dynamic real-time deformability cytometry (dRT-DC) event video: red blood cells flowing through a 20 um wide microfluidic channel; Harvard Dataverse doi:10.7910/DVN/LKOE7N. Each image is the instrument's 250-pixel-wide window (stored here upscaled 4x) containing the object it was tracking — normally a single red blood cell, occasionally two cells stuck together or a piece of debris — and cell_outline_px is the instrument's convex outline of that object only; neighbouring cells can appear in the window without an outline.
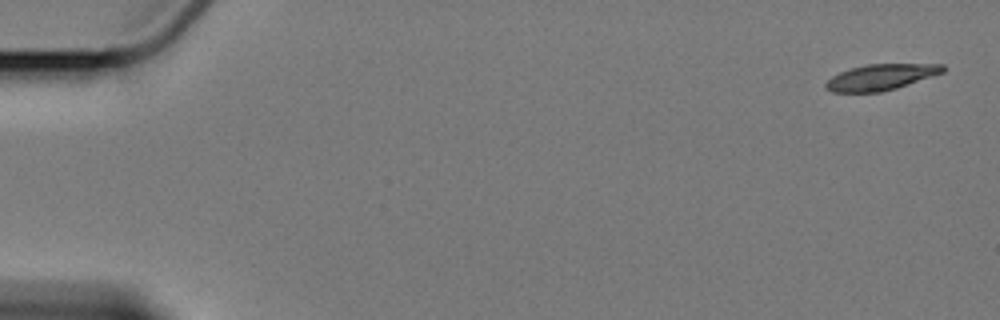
{"species": "Egyptian fruit bat (a non-hibernating species)", "species_latin": "Rousettus aegyptiacus", "temperature_condition": "cold", "stored_images_in_passage": 8, "camera_frame_rate_fps": 3000, "um_per_image_px": 0.085, "animal": {"sex": "female"}, "frame": {"image": 1, "passage_image": 1, "time_ms": 0.0, "image_size_px": [1000, 320], "cell_outline_px": [[944, 72], [896, 88], [880, 92], [832, 92], [824, 88], [824, 84], [832, 76], [840, 72], [852, 68], [868, 64], [944, 64]], "centroid_in_image_um": [74.85, 6.56], "position_along_channel_um": 10.2, "area_um2": 17.51}}
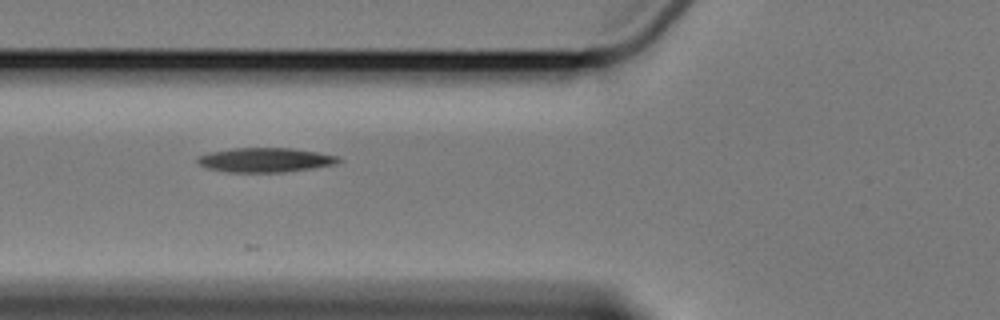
{"frame": {"image": 2, "passage_image": 6, "time_ms": 7.0, "image_size_px": [1000, 320], "cell_outline_px": [[344, 160], [336, 164], [312, 168], [284, 172], [228, 172], [208, 168], [200, 164], [196, 160], [196, 156], [208, 152], [232, 148], [292, 148], [340, 156]], "centroid_in_image_um": [22.56, 13.59], "position_along_channel_um": 103.2, "area_um2": 20.17}}
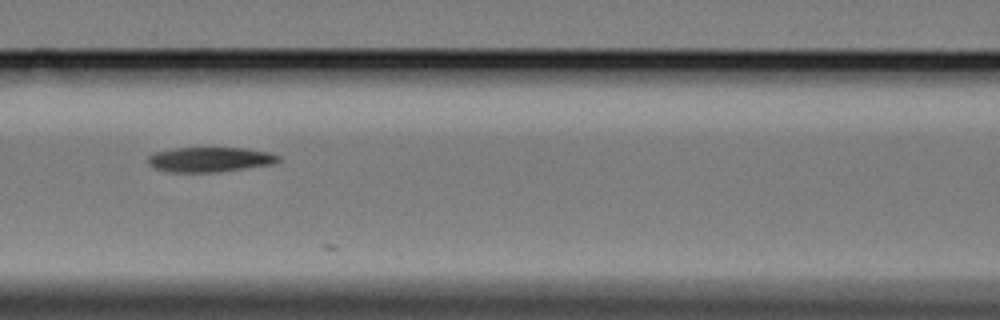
{"frame": {"image": 3, "passage_image": 7, "time_ms": 8.333, "image_size_px": [1000, 320], "cell_outline_px": [[280, 160], [272, 164], [220, 172], [168, 172], [152, 168], [148, 164], [148, 156], [152, 152], [172, 148], [248, 148], [268, 152], [280, 156]], "centroid_in_image_um": [17.79, 13.56], "position_along_channel_um": 148.8, "area_um2": 19.13}}